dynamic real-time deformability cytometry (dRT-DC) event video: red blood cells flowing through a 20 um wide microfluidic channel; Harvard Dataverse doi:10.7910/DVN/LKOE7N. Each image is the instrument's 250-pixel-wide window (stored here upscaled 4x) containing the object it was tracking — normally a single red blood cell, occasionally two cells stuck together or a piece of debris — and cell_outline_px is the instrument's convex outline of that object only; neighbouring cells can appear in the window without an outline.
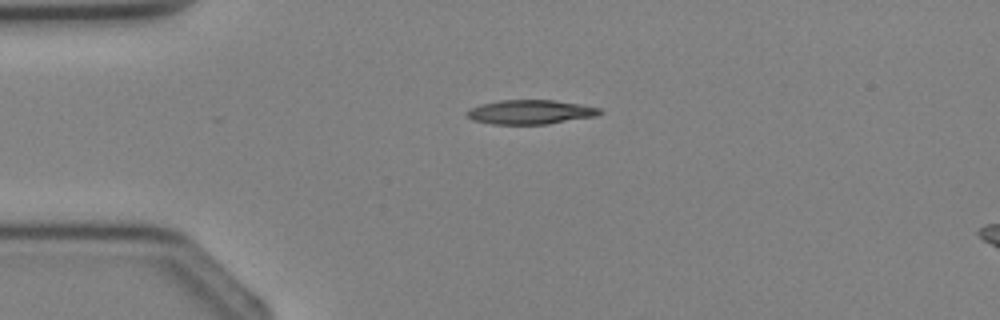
{"species": "Egyptian fruit bat (a non-hibernating species)", "species_latin": "Rousettus aegyptiacus", "temperature_condition": "cold", "stored_images_in_passage": 2, "camera_frame_rate_fps": 3000, "um_per_image_px": 0.085, "animal": {"sex": "female"}, "frame": {"image": 1, "passage_image": 1, "time_ms": 0.0, "image_size_px": [1000, 320], "cell_outline_px": [[604, 112], [596, 116], [548, 124], [492, 124], [472, 120], [464, 112], [468, 108], [480, 104], [500, 100], [556, 100], [580, 104], [600, 108]], "centroid_in_image_um": [45.06, 9.52], "position_along_channel_um": 39.9, "area_um2": 18.96}}